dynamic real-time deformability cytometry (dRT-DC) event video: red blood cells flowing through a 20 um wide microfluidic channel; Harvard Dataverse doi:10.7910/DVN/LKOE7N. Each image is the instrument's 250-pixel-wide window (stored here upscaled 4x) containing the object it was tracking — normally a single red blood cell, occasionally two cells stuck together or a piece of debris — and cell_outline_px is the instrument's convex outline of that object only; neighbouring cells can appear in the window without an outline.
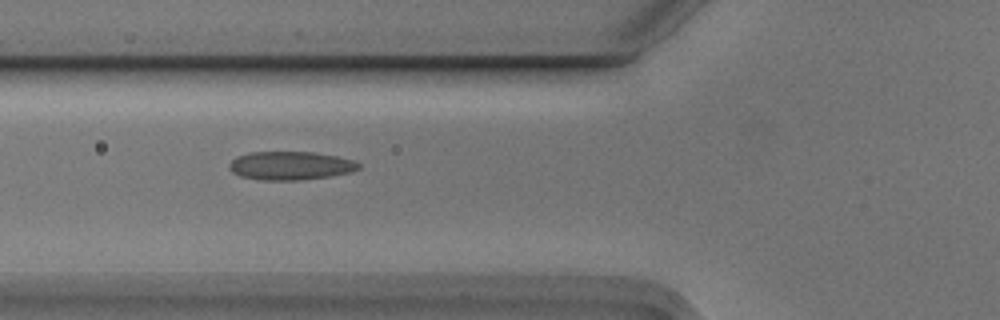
{"species": "Egyptian fruit bat (a non-hibernating species)", "species_latin": "Rousettus aegyptiacus", "temperature_condition": "cold", "stored_images_in_passage": 5, "camera_frame_rate_fps": 3000, "um_per_image_px": 0.085, "animal": {"sex": "male"}, "frame": {"image": 1, "passage_image": 4, "time_ms": 1.0, "image_size_px": [1000, 320], "cell_outline_px": [[360, 168], [348, 172], [332, 176], [300, 180], [260, 180], [240, 176], [232, 172], [228, 164], [236, 156], [248, 152], [312, 152], [336, 156], [352, 160], [360, 164]], "centroid_in_image_um": [24.65, 14.08], "position_along_channel_um": 101.2, "area_um2": 21.44}}
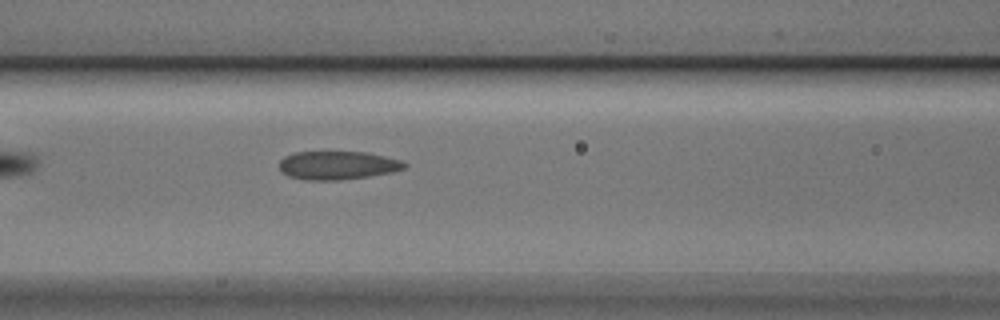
{"frame": {"image": 2, "passage_image": 5, "time_ms": 1.333, "image_size_px": [1000, 320], "cell_outline_px": [[408, 164], [404, 168], [392, 172], [368, 176], [340, 180], [304, 180], [288, 176], [280, 172], [280, 160], [284, 156], [296, 152], [364, 152], [384, 156], [400, 160]], "centroid_in_image_um": [28.66, 14.06], "position_along_channel_um": 137.9, "area_um2": 20.69}}